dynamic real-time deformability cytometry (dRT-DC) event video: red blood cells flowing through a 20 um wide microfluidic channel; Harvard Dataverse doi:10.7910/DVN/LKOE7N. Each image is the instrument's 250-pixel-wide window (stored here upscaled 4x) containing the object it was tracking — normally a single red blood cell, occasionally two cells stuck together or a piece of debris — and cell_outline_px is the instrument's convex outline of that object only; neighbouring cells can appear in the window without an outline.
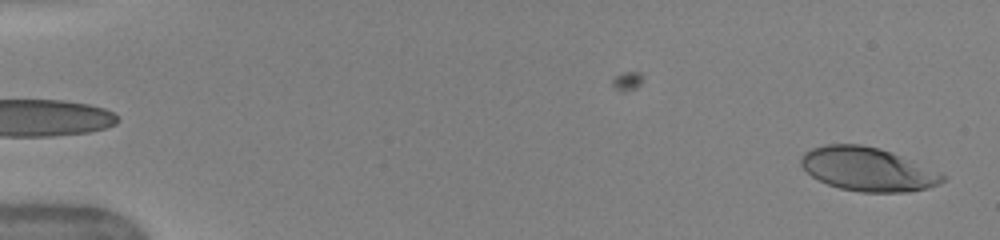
{"species": "human", "species_latin": "Homo sapiens", "temperature_condition": "warm", "stored_images_in_passage": 24, "camera_frame_rate_fps": 3000, "um_per_image_px": 0.085, "donor": {"sex": "female"}, "frame": {"image": 1, "passage_image": 1, "time_ms": 0.0, "image_size_px": [1000, 240], "cell_outline_px": [[944, 180], [928, 188], [908, 192], [860, 192], [840, 188], [828, 184], [812, 176], [800, 164], [800, 156], [804, 152], [812, 148], [824, 144], [860, 144], [880, 148], [892, 152], [940, 172], [944, 176]], "centroid_in_image_um": [73.73, 14.37], "position_along_channel_um": 11.3, "area_um2": 35.89}}
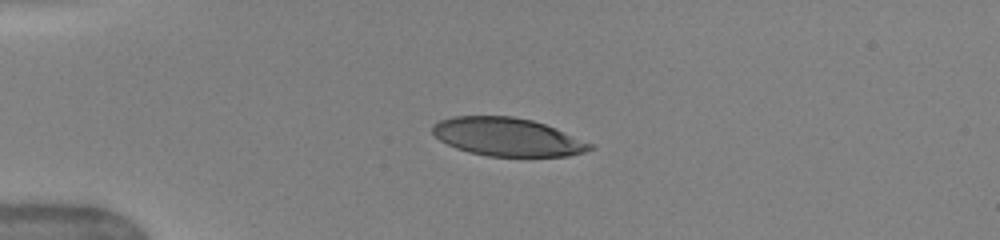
{"frame": {"image": 2, "passage_image": 8, "time_ms": 3.667, "image_size_px": [1000, 240], "cell_outline_px": [[592, 148], [584, 152], [568, 156], [488, 156], [468, 152], [456, 148], [440, 140], [432, 132], [432, 124], [440, 120], [452, 116], [512, 116], [532, 120], [544, 124], [592, 144]], "centroid_in_image_um": [43.07, 11.64], "position_along_channel_um": 41.9, "area_um2": 34.74}}